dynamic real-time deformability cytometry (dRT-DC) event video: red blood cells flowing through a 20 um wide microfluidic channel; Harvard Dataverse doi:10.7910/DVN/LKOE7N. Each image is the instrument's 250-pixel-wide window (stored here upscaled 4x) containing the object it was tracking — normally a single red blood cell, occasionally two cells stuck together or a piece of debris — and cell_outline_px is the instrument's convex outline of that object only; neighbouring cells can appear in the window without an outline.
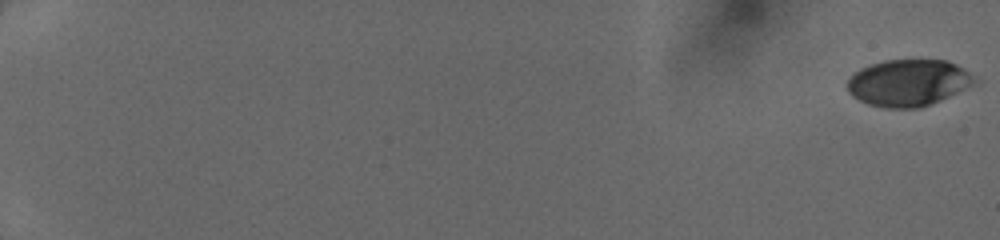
{"species": "human", "species_latin": "Homo sapiens", "temperature_condition": "cold", "stored_images_in_passage": 19, "camera_frame_rate_fps": 3000, "um_per_image_px": 0.085, "donor": {"sex": "female"}, "frame": {"image": 1, "passage_image": 1, "time_ms": 0.0, "image_size_px": [1000, 240], "cell_outline_px": [[972, 80], [964, 88], [948, 96], [928, 104], [916, 108], [888, 108], [868, 104], [852, 96], [848, 92], [848, 80], [860, 68], [884, 60], [948, 60], [956, 64], [968, 72], [972, 76]], "centroid_in_image_um": [77.12, 7.02], "position_along_channel_um": 7.9, "area_um2": 33.7}}
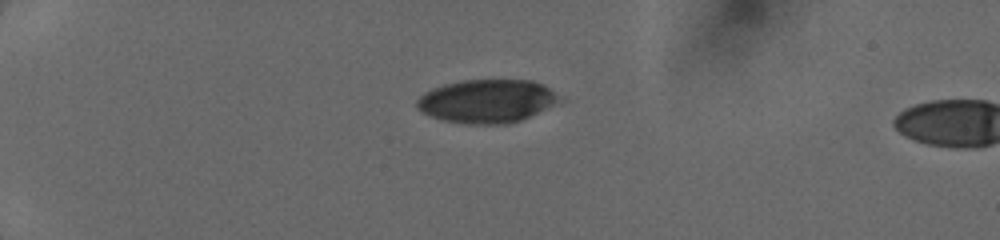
{"frame": {"image": 2, "passage_image": 16, "time_ms": 5.0, "image_size_px": [1000, 240], "cell_outline_px": [[556, 100], [552, 104], [520, 120], [504, 124], [468, 124], [444, 120], [420, 112], [416, 108], [416, 100], [424, 92], [444, 84], [464, 80], [532, 80], [544, 84], [556, 96]], "centroid_in_image_um": [41.28, 8.59], "position_along_channel_um": 43.7, "area_um2": 35.32}}